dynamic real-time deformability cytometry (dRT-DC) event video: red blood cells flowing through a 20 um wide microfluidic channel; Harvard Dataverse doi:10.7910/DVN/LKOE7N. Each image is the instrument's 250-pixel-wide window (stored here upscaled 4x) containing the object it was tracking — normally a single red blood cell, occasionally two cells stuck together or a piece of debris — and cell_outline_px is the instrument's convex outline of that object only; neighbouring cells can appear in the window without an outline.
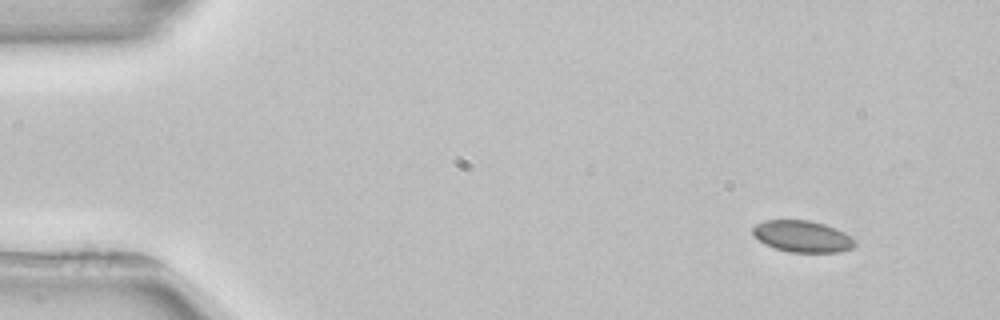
{"species": "common noctule bat (a hibernating species)", "species_latin": "Nyctalus noctula", "temperature_condition": "room temperature", "stored_images_in_passage": 3, "camera_frame_rate_fps": 3000, "um_per_image_px": 0.085, "animal": {"sex": "female", "body_mass_g": 22.7, "forearm_length_mm": 54.2}, "frame": {"image": 1, "passage_image": 1, "time_ms": 0.0, "image_size_px": [1000, 320], "cell_outline_px": [[856, 244], [852, 248], [840, 252], [788, 252], [764, 244], [752, 232], [752, 228], [756, 224], [764, 220], [808, 220], [824, 224], [844, 232], [852, 236], [856, 240]], "centroid_in_image_um": [68.23, 20.09], "position_along_channel_um": 16.8, "area_um2": 18.79}}
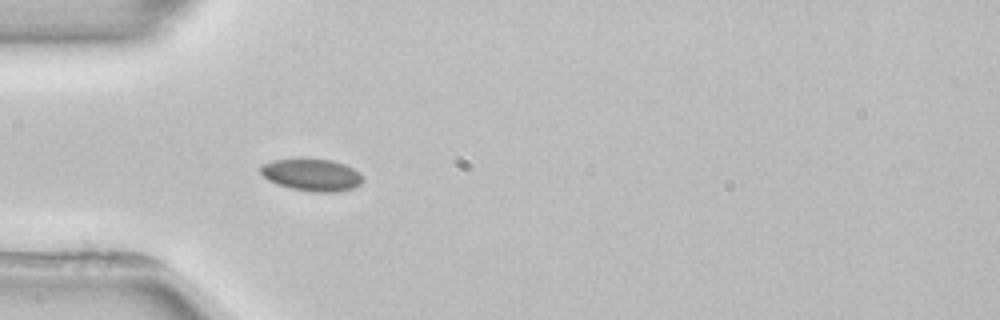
{"frame": {"image": 2, "passage_image": 3, "time_ms": 3.667, "image_size_px": [1000, 320], "cell_outline_px": [[364, 180], [360, 184], [352, 188], [336, 192], [312, 192], [292, 188], [268, 180], [260, 172], [260, 164], [272, 160], [300, 156], [332, 160], [344, 164], [360, 172]], "centroid_in_image_um": [26.48, 14.81], "position_along_channel_um": 58.5, "area_um2": 19.71}}